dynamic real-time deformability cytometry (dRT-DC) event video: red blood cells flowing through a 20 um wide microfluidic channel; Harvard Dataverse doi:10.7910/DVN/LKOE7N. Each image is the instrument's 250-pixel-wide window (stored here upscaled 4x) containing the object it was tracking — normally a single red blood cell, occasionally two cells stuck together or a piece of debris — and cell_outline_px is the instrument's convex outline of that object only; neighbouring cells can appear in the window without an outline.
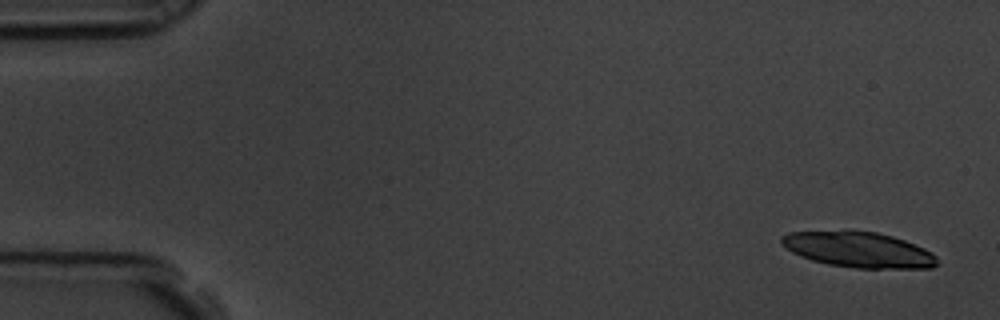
{"species": "common noctule bat (a hibernating species)", "species_latin": "Nyctalus noctula", "temperature_condition": "room temperature", "stored_images_in_passage": 5, "camera_frame_rate_fps": 3000, "um_per_image_px": 0.085, "animal": {"sex": "male", "body_mass_g": 19.5, "forearm_length_mm": 54.6}, "frame": {"image": 1, "passage_image": 1, "time_ms": 0.0, "image_size_px": [1000, 320], "cell_outline_px": [[936, 264], [932, 268], [856, 268], [828, 264], [812, 260], [800, 256], [792, 252], [780, 244], [780, 236], [788, 232], [876, 232], [892, 236], [904, 240], [924, 248], [932, 252], [936, 256]], "centroid_in_image_um": [72.96, 21.24], "position_along_channel_um": 12.0, "area_um2": 31.73}}